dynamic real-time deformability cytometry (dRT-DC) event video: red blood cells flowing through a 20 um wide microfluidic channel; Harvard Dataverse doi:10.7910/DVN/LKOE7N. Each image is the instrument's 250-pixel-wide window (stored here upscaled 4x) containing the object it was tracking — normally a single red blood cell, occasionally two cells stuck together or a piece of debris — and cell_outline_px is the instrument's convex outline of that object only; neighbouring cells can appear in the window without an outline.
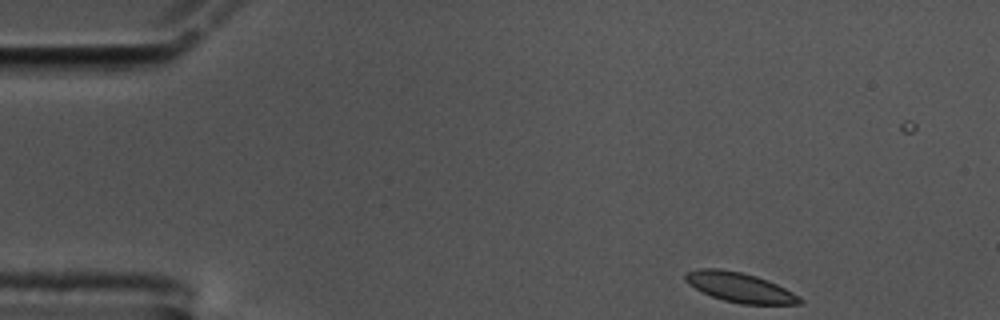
{"species": "common noctule bat (a hibernating species)", "species_latin": "Nyctalus noctula", "temperature_condition": "cold", "stored_images_in_passage": 52, "camera_frame_rate_fps": 3000, "um_per_image_px": 0.085, "animal": {"sex": "male", "body_mass_g": 17.5, "forearm_length_mm": 52.3}, "frame": {"image": 1, "passage_image": 1, "time_ms": 0.0, "image_size_px": [1000, 320], "cell_outline_px": [[804, 304], [740, 304], [724, 300], [712, 296], [688, 284], [684, 280], [684, 272], [700, 268], [720, 268], [740, 272], [756, 276], [768, 280], [800, 296], [804, 300]], "centroid_in_image_um": [62.88, 24.42], "position_along_channel_um": 22.1, "area_um2": 19.83}}
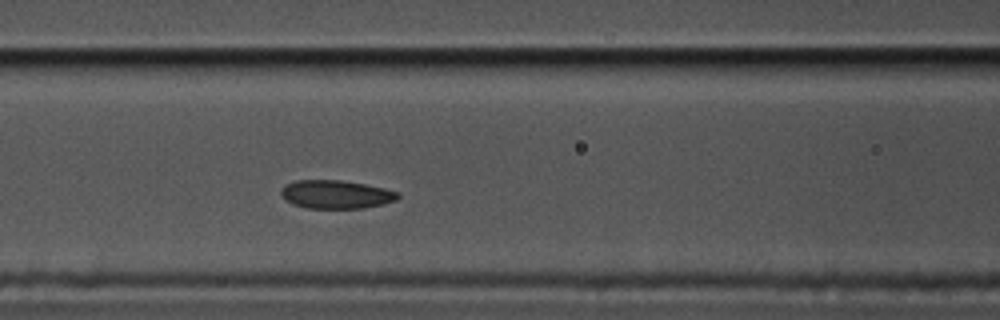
{"frame": {"image": 2, "passage_image": 18, "time_ms": 5.667, "image_size_px": [1000, 320], "cell_outline_px": [[400, 196], [396, 200], [364, 208], [308, 208], [292, 204], [280, 192], [280, 188], [284, 184], [296, 180], [340, 180], [364, 184], [384, 188], [400, 192]], "centroid_in_image_um": [28.55, 16.51], "position_along_channel_um": 138.0, "area_um2": 19.25}}
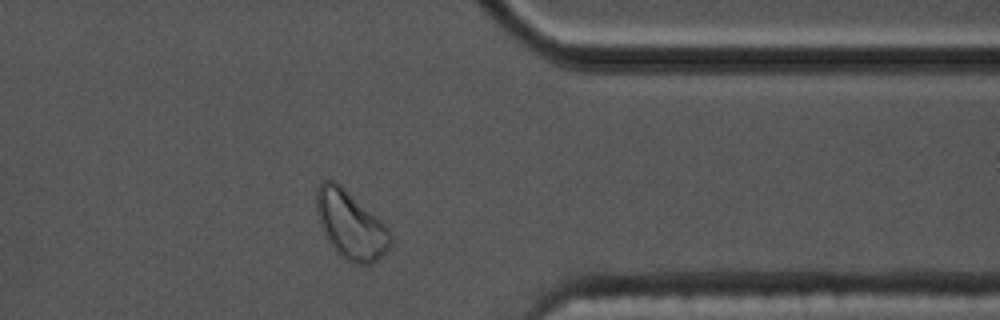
{"frame": {"image": 3, "passage_image": 40, "time_ms": 13.0, "image_size_px": [1000, 320], "cell_outline_px": [[392, 244], [372, 264], [352, 264], [344, 260], [336, 252], [328, 240], [320, 224], [316, 212], [316, 188], [324, 180], [336, 180], [380, 220], [388, 228], [392, 236]], "centroid_in_image_um": [29.79, 19.12], "position_along_channel_um": 381.6, "area_um2": 29.25}, "authors_computed_cell_mechanics": {"area_um2": 20.0277, "velocity_mm_per_s": 3.4677, "shape_relaxation_time_tau1_ms": 1.5747, "shape_relaxation_time_tau2_ms": null, "deformation_change_tau1": 0.0856, "deformation_change_tau2": null}}